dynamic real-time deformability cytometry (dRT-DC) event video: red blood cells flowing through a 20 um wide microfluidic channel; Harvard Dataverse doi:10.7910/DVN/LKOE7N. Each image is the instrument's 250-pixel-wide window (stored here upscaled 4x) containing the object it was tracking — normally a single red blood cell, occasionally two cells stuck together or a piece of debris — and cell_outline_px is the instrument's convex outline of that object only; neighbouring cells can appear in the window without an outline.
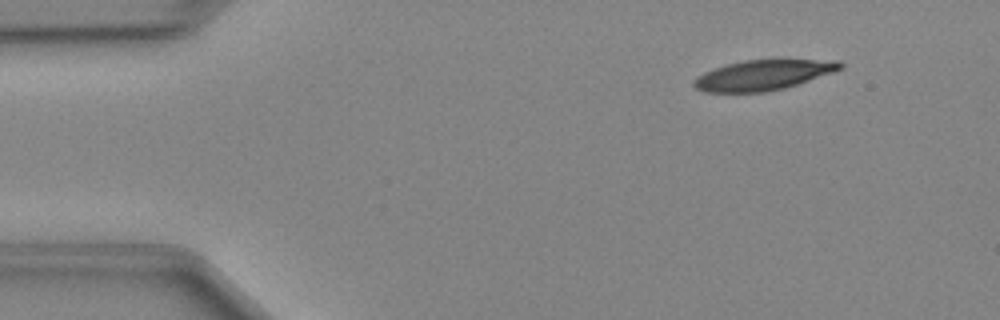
{"species": "Egyptian fruit bat (a non-hibernating species)", "species_latin": "Rousettus aegyptiacus", "temperature_condition": "cold", "stored_images_in_passage": 45, "camera_frame_rate_fps": 3000, "um_per_image_px": 0.085, "animal": {"sex": "female"}, "frame": {"image": 1, "passage_image": 3, "time_ms": 0.667, "image_size_px": [1000, 320], "cell_outline_px": [[844, 68], [784, 88], [764, 92], [704, 92], [696, 88], [692, 84], [692, 80], [696, 76], [712, 68], [744, 60], [840, 60], [844, 64]], "centroid_in_image_um": [64.82, 6.38], "position_along_channel_um": 20.2, "area_um2": 25.61}}
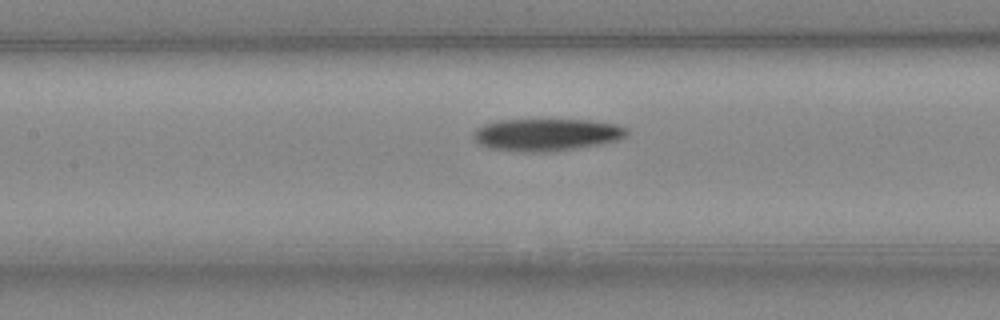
{"frame": {"image": 2, "passage_image": 19, "time_ms": 6.0, "image_size_px": [1000, 320], "cell_outline_px": [[628, 136], [620, 140], [600, 144], [576, 148], [548, 152], [520, 152], [488, 148], [480, 144], [472, 136], [472, 132], [476, 128], [484, 124], [500, 120], [592, 120], [616, 124], [628, 128]], "centroid_in_image_um": [46.47, 11.45], "position_along_channel_um": 160.9, "area_um2": 29.13}}
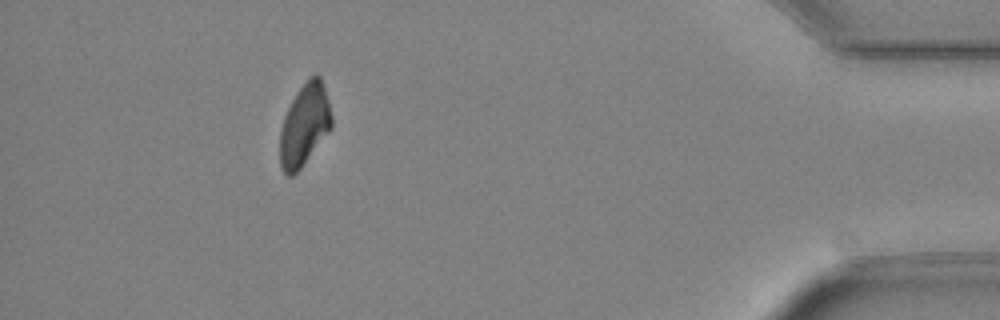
{"frame": {"image": 3, "passage_image": 41, "time_ms": 13.333, "image_size_px": [1000, 320], "cell_outline_px": [[332, 128], [300, 168], [292, 176], [288, 176], [284, 172], [280, 164], [280, 128], [284, 116], [296, 92], [316, 72], [320, 76], [328, 100], [332, 116]], "centroid_in_image_um": [25.88, 10.62], "position_along_channel_um": 409.3, "area_um2": 24.39}}